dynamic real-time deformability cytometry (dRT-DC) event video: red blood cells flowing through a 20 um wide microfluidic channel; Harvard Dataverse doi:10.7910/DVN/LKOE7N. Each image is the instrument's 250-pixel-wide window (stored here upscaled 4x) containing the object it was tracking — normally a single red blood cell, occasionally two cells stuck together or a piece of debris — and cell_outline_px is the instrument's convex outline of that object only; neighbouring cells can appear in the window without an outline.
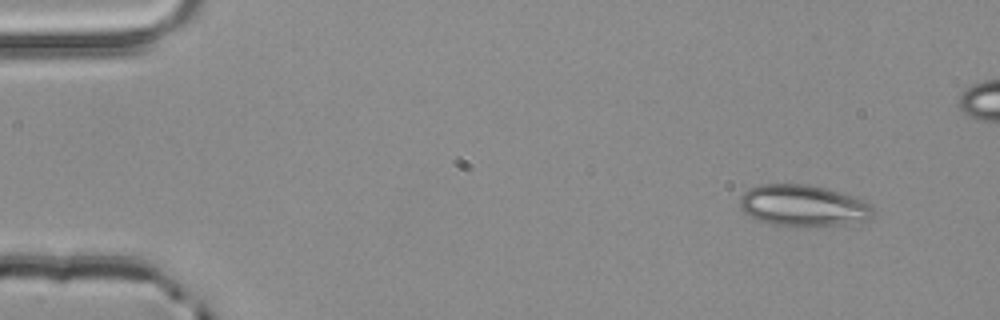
{"species": "common noctule bat (a hibernating species)", "species_latin": "Nyctalus noctula", "temperature_condition": "room temperature", "stored_images_in_passage": 4, "camera_frame_rate_fps": 3000, "um_per_image_px": 0.085, "animal": {"sex": "male", "body_mass_g": 20.4}, "frame": {"image": 1, "passage_image": 1, "time_ms": 0.0, "image_size_px": [1000, 320], "cell_outline_px": [[876, 212], [868, 220], [848, 224], [796, 228], [768, 224], [756, 220], [744, 212], [740, 208], [740, 196], [748, 188], [760, 184], [808, 184], [824, 188], [852, 196], [868, 204]], "centroid_in_image_um": [68.22, 17.51], "position_along_channel_um": 16.8, "area_um2": 32.71}}